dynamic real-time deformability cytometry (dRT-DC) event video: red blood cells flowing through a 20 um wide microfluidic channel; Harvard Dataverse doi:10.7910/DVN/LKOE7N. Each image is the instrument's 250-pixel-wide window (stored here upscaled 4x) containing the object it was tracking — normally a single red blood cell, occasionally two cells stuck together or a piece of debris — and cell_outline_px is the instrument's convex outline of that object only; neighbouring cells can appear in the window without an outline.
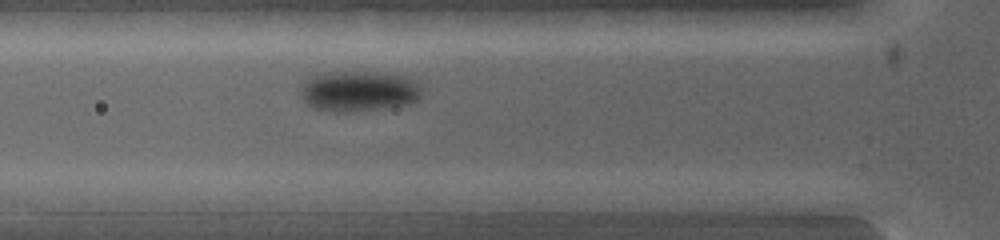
{"species": "common noctule bat (a hibernating species)", "species_latin": "Nyctalus noctula", "temperature_condition": "warm", "stored_images_in_passage": 5, "camera_frame_rate_fps": 5000, "um_per_image_px": 0.085, "animal": {"sex": "female", "body_mass_g": 19.0, "forearm_length_mm": 53.3}, "frame": {"image": 1, "passage_image": 3, "time_ms": 1.0, "image_size_px": [1000, 240], "cell_outline_px": [[416, 100], [400, 104], [376, 108], [336, 112], [316, 108], [308, 104], [304, 96], [304, 88], [316, 76], [332, 72], [372, 72], [396, 76], [408, 80], [416, 88]], "centroid_in_image_um": [30.41, 7.75], "position_along_channel_um": 95.4, "area_um2": 25.95}}